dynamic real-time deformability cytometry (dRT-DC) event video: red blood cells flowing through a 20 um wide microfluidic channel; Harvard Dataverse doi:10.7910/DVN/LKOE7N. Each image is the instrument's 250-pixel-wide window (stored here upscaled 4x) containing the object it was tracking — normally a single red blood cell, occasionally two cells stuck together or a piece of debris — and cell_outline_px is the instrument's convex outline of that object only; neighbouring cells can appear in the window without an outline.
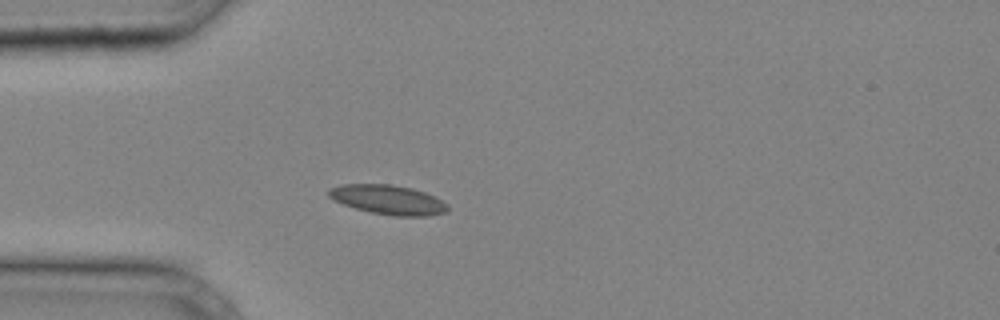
{"species": "common noctule bat (a hibernating species)", "species_latin": "Nyctalus noctula", "temperature_condition": "cold", "stored_images_in_passage": 33, "camera_frame_rate_fps": 3000, "um_per_image_px": 0.085, "animal": {"sex": "male", "body_mass_g": 20.4}, "frame": {"image": 1, "passage_image": 6, "time_ms": 1.667, "image_size_px": [1000, 320], "cell_outline_px": [[448, 212], [428, 216], [392, 216], [372, 212], [356, 208], [344, 204], [328, 196], [328, 188], [340, 184], [392, 184], [412, 188], [436, 196], [448, 204]], "centroid_in_image_um": [33.03, 16.97], "position_along_channel_um": 52.0, "area_um2": 20.52}}
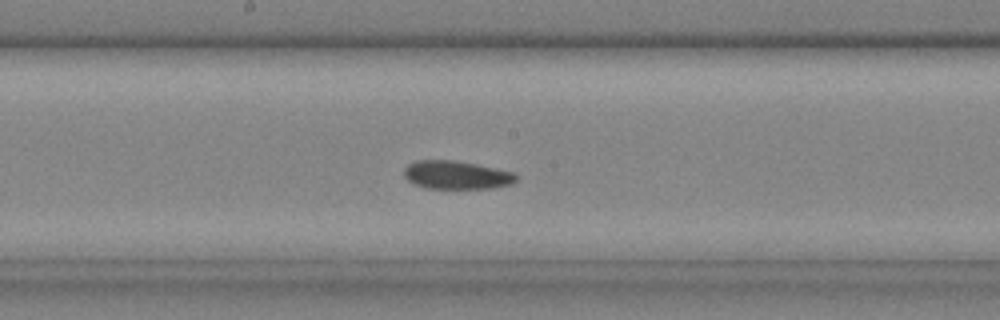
{"frame": {"image": 2, "passage_image": 16, "time_ms": 5.0, "image_size_px": [1000, 320], "cell_outline_px": [[520, 176], [512, 184], [492, 188], [424, 188], [412, 184], [404, 176], [404, 168], [408, 164], [416, 160], [456, 160], [516, 172]], "centroid_in_image_um": [38.82, 14.87], "position_along_channel_um": 209.4, "area_um2": 18.79}}
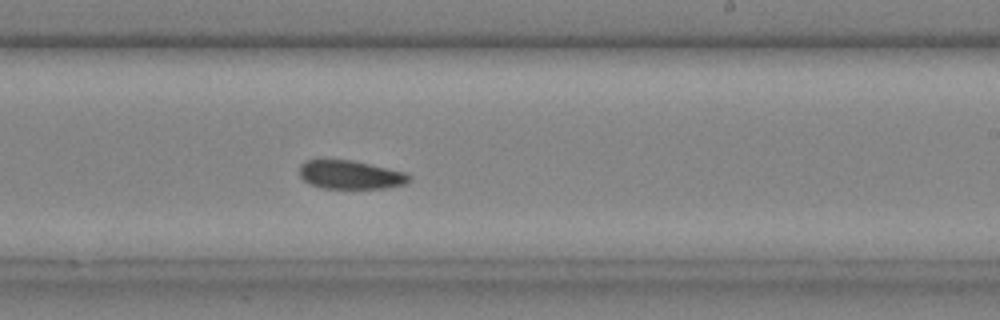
{"frame": {"image": 3, "passage_image": 19, "time_ms": 6.0, "image_size_px": [1000, 320], "cell_outline_px": [[412, 180], [404, 184], [384, 188], [320, 188], [308, 184], [300, 176], [300, 164], [308, 160], [352, 160], [404, 172], [412, 176]], "centroid_in_image_um": [29.78, 14.86], "position_along_channel_um": 259.2, "area_um2": 18.21}}